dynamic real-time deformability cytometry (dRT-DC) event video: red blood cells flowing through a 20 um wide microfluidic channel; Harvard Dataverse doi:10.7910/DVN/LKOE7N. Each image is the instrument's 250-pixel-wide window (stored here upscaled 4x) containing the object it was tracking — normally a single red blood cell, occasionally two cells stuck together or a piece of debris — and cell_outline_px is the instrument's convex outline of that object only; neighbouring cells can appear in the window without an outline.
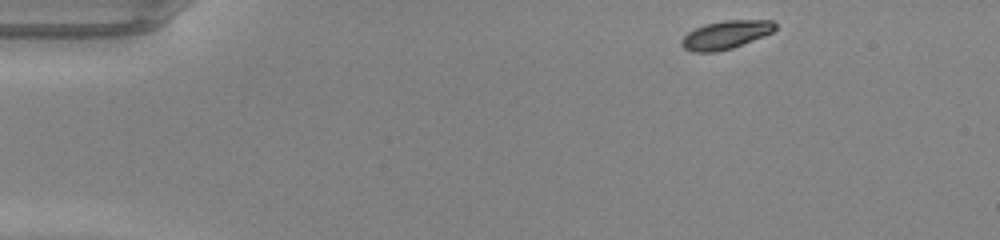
{"species": "common noctule bat (a hibernating species)", "species_latin": "Nyctalus noctula", "temperature_condition": "warm", "stored_images_in_passage": 43, "camera_frame_rate_fps": 3000, "um_per_image_px": 0.085, "animal": {"sex": "male", "body_mass_g": 20.0, "forearm_length_mm": 53.3}, "frame": {"image": 1, "passage_image": 1, "time_ms": 0.0, "image_size_px": [1000, 240], "cell_outline_px": [[776, 28], [772, 32], [764, 36], [732, 48], [716, 52], [692, 52], [684, 48], [680, 44], [680, 40], [688, 32], [704, 24], [724, 20], [772, 20], [776, 24]], "centroid_in_image_um": [61.67, 2.96], "position_along_channel_um": 23.3, "area_um2": 15.49}}
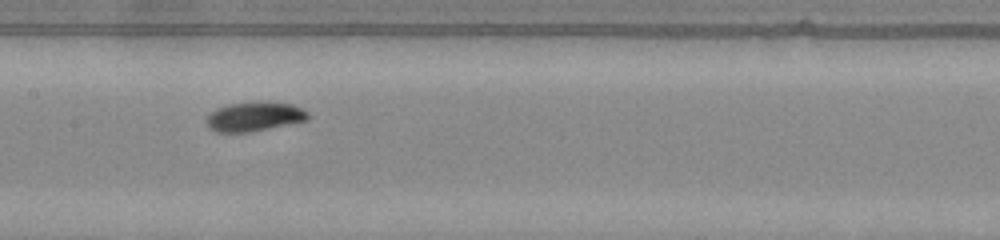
{"frame": {"image": 2, "passage_image": 19, "time_ms": 6.0, "image_size_px": [1000, 240], "cell_outline_px": [[308, 120], [248, 132], [216, 132], [208, 128], [208, 116], [216, 108], [228, 104], [256, 100], [268, 100], [292, 104], [308, 112]], "centroid_in_image_um": [21.63, 9.87], "position_along_channel_um": 185.8, "area_um2": 17.51}}
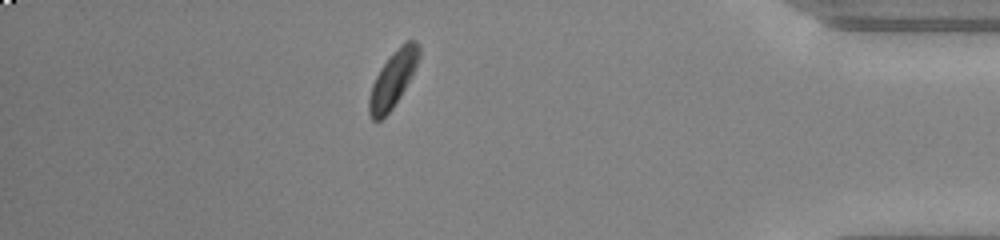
{"frame": {"image": 3, "passage_image": 37, "time_ms": 12.0, "image_size_px": [1000, 240], "cell_outline_px": [[420, 56], [400, 96], [392, 108], [380, 120], [372, 120], [368, 112], [368, 100], [372, 84], [380, 68], [392, 52], [404, 40], [416, 40], [420, 44]], "centroid_in_image_um": [33.38, 6.69], "position_along_channel_um": 401.8, "area_um2": 16.13}, "authors_computed_cell_mechanics": {"area_um2": 16.4152, "velocity_mm_per_s": 4.2233, "shape_relaxation_time_tau1_ms": 1.5645, "shape_relaxation_time_tau2_ms": null, "deformation_change_tau1": 0.1095, "deformation_change_tau2": null}}